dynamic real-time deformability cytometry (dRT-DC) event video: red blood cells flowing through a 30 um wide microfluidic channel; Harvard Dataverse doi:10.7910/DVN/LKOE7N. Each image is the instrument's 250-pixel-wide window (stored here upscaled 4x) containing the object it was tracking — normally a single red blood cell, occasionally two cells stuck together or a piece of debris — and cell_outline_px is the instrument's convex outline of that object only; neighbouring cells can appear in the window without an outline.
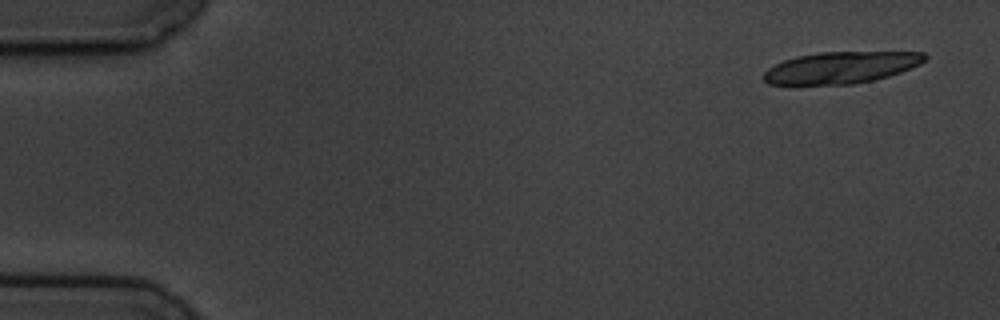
{"species": "common noctule bat (a hibernating species)", "species_latin": "Nyctalus noctula", "temperature_condition": "cold", "stored_images_in_passage": 6, "camera_frame_rate_fps": 3000, "um_per_image_px": 0.085, "animal": {"sex": "male", "body_mass_g": 19.5, "forearm_length_mm": 54.6}, "frame": {"image": 1, "passage_image": 1, "time_ms": 0.0, "image_size_px": [1000, 320], "cell_outline_px": [[928, 56], [920, 64], [900, 72], [888, 76], [856, 84], [792, 88], [788, 88], [768, 84], [764, 80], [764, 72], [768, 68], [784, 60], [796, 56], [820, 52], [924, 52]], "centroid_in_image_um": [71.36, 5.8], "position_along_channel_um": 13.6, "area_um2": 30.87}}